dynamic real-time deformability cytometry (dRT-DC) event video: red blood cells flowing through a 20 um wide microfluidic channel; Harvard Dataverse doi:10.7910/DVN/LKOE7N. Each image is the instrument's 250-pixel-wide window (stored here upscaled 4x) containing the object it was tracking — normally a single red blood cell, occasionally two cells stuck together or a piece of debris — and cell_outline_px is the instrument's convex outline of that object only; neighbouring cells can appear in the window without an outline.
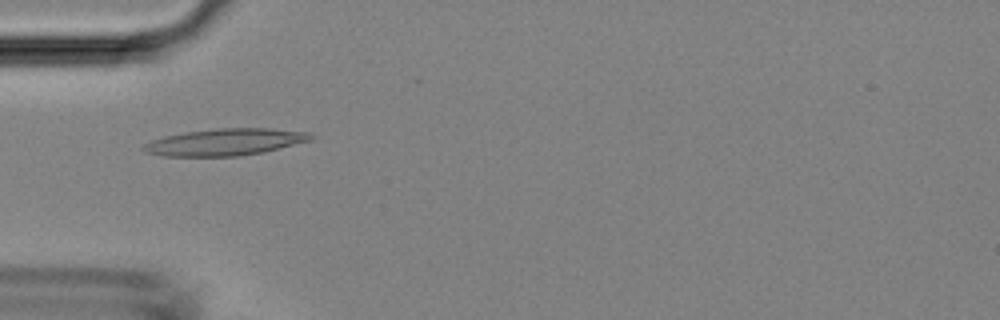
{"species": "Egyptian fruit bat (a non-hibernating species)", "species_latin": "Rousettus aegyptiacus", "temperature_condition": "room temperature", "stored_images_in_passage": 48, "camera_frame_rate_fps": 3000, "um_per_image_px": 0.085, "animal": {"sex": "female"}, "frame": {"image": 1, "passage_image": 15, "time_ms": 4.667, "image_size_px": [1000, 320], "cell_outline_px": [[316, 136], [312, 140], [264, 152], [240, 156], [160, 156], [144, 152], [140, 148], [144, 144], [152, 140], [164, 136], [184, 132], [216, 128], [272, 128], [312, 132]], "centroid_in_image_um": [19.16, 12.07], "position_along_channel_um": 65.8, "area_um2": 26.59}}
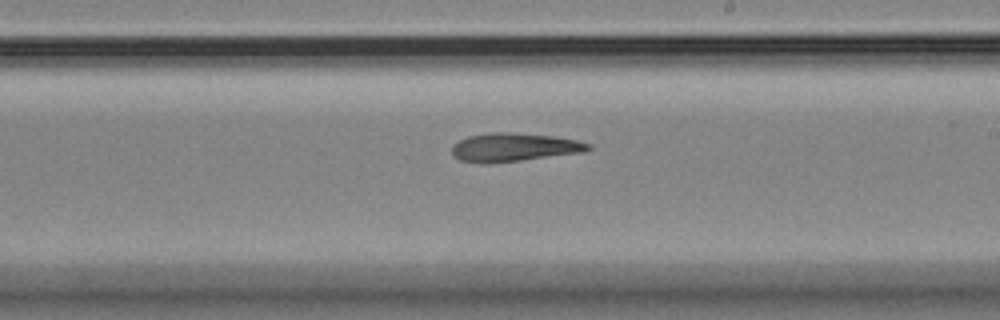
{"frame": {"image": 2, "passage_image": 28, "time_ms": 9.0, "image_size_px": [1000, 320], "cell_outline_px": [[592, 148], [584, 152], [488, 164], [480, 164], [460, 160], [452, 156], [452, 144], [468, 136], [488, 132], [512, 132], [552, 136], [576, 140], [592, 144]], "centroid_in_image_um": [43.65, 12.52], "position_along_channel_um": 245.4, "area_um2": 22.77}}
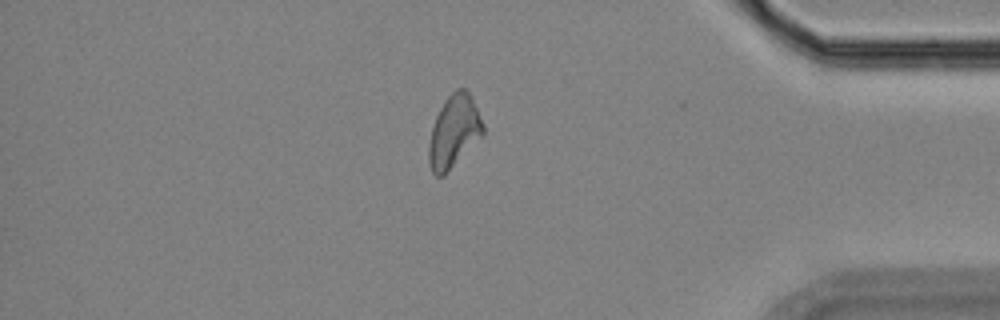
{"frame": {"image": 3, "passage_image": 41, "time_ms": 13.333, "image_size_px": [1000, 320], "cell_outline_px": [[484, 136], [444, 176], [436, 176], [432, 172], [428, 164], [428, 144], [432, 128], [436, 116], [444, 100], [456, 88], [468, 88], [472, 96], [484, 124]], "centroid_in_image_um": [38.61, 11.18], "position_along_channel_um": 396.6, "area_um2": 23.47}}